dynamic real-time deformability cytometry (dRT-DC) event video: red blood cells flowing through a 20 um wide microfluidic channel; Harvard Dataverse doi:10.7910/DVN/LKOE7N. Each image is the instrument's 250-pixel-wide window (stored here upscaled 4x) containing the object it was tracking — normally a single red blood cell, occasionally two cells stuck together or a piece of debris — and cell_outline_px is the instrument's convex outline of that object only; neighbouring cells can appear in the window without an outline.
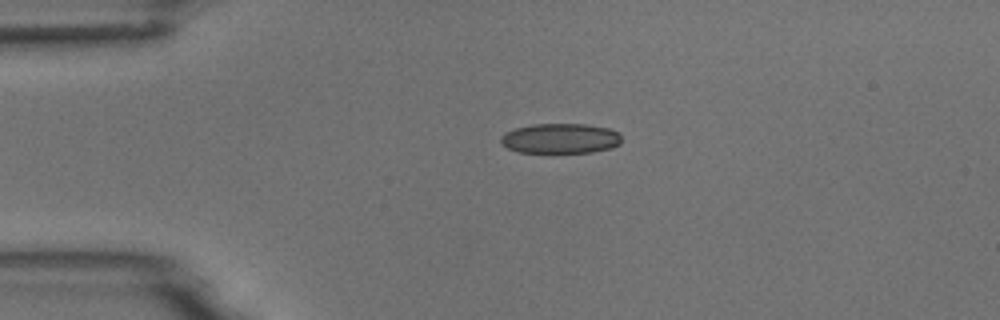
{"species": "common noctule bat (a hibernating species)", "species_latin": "Nyctalus noctula", "temperature_condition": "room temperature", "stored_images_in_passage": 4, "camera_frame_rate_fps": 3000, "um_per_image_px": 0.085, "animal": {"sex": "male", "body_mass_g": 18.8}, "frame": {"image": 1, "passage_image": 4, "time_ms": 3.667, "image_size_px": [1000, 320], "cell_outline_px": [[620, 144], [612, 148], [592, 152], [520, 152], [508, 148], [500, 144], [500, 136], [504, 132], [516, 128], [532, 124], [584, 124], [608, 128], [616, 132], [620, 136]], "centroid_in_image_um": [47.59, 11.76], "position_along_channel_um": 37.4, "area_um2": 21.1}}